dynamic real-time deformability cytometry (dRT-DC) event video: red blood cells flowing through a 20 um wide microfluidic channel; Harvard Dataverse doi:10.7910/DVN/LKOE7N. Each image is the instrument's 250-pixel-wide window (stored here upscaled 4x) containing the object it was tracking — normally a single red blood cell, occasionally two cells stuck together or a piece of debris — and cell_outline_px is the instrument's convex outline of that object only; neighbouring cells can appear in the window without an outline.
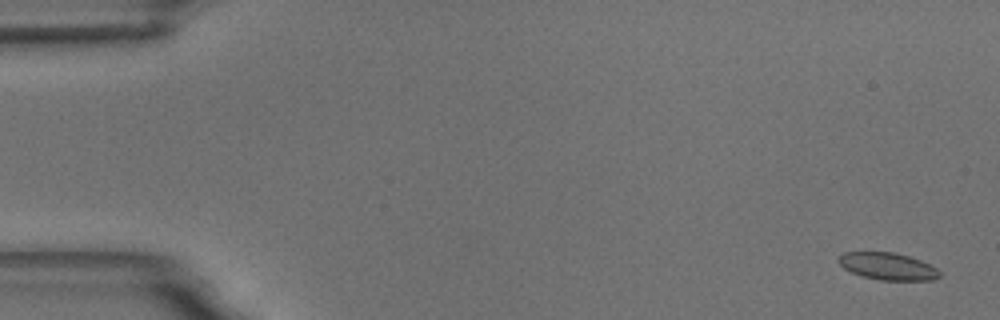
{"species": "common noctule bat (a hibernating species)", "species_latin": "Nyctalus noctula", "temperature_condition": "room temperature", "stored_images_in_passage": 57, "camera_frame_rate_fps": 3000, "um_per_image_px": 0.085, "animal": {"sex": "male", "body_mass_g": 18.8}, "frame": {"image": 1, "passage_image": 1, "time_ms": 0.0, "image_size_px": [1000, 320], "cell_outline_px": [[940, 276], [932, 280], [880, 280], [860, 276], [844, 268], [836, 260], [844, 252], [892, 252], [908, 256], [920, 260], [936, 268], [940, 272]], "centroid_in_image_um": [75.43, 22.64], "position_along_channel_um": 9.6, "area_um2": 15.9}}
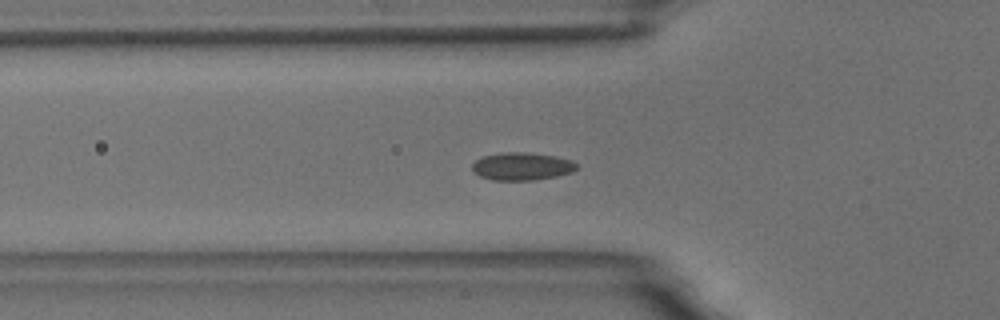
{"frame": {"image": 2, "passage_image": 19, "time_ms": 6.0, "image_size_px": [1000, 320], "cell_outline_px": [[580, 168], [572, 172], [556, 176], [532, 180], [492, 180], [480, 176], [472, 172], [472, 164], [476, 160], [484, 156], [504, 152], [524, 152], [556, 156], [572, 160], [580, 164]], "centroid_in_image_um": [44.4, 14.14], "position_along_channel_um": 81.4, "area_um2": 17.05}}
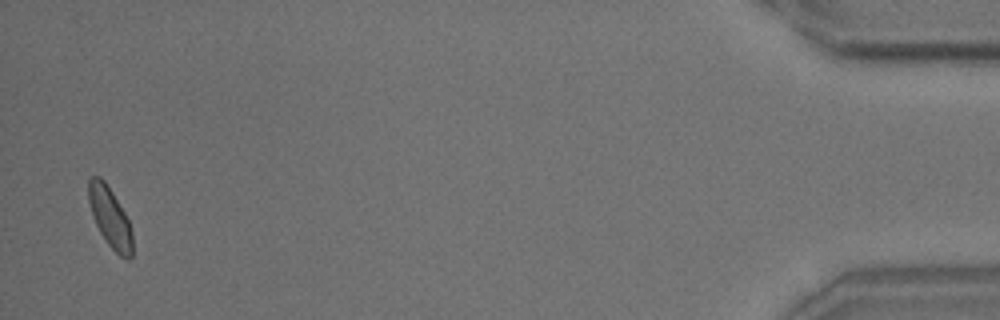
{"frame": {"image": 3, "passage_image": 56, "time_ms": 18.333, "image_size_px": [1000, 320], "cell_outline_px": [[132, 256], [128, 260], [120, 256], [108, 244], [100, 232], [96, 224], [88, 200], [88, 176], [100, 176], [104, 180], [112, 192], [124, 212], [128, 220], [132, 232]], "centroid_in_image_um": [9.34, 18.46], "position_along_channel_um": 425.9, "area_um2": 15.2}, "authors_computed_cell_mechanics": {"area_um2": 16.0684, "velocity_mm_per_s": 3.4951, "shape_relaxation_time_tau1_ms": 2.239, "shape_relaxation_time_tau2_ms": null, "deformation_change_tau1": 0.0725, "deformation_change_tau2": null}}